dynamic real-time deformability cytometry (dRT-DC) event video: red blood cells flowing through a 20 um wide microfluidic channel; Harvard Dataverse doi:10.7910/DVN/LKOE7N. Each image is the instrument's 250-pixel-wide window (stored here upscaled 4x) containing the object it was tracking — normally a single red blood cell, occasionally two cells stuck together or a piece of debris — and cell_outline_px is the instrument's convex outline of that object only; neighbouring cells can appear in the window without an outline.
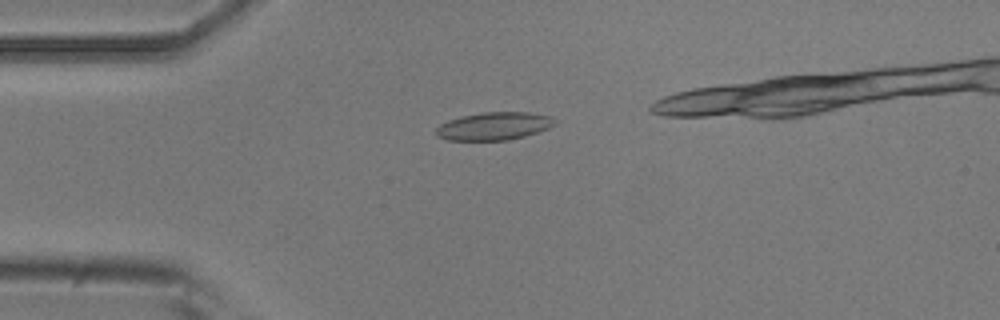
{"species": "common noctule bat (a hibernating species)", "species_latin": "Nyctalus noctula", "temperature_condition": "room temperature", "stored_images_in_passage": 35, "camera_frame_rate_fps": 3000, "um_per_image_px": 0.085, "animal": {"sex": "male", "body_mass_g": 20.5, "forearm_length_mm": 52.5}, "frame": {"image": 1, "passage_image": 6, "time_ms": 1.667, "image_size_px": [1000, 320], "cell_outline_px": [[560, 120], [556, 124], [548, 128], [524, 136], [508, 140], [448, 140], [436, 136], [436, 128], [440, 124], [448, 120], [460, 116], [480, 112], [528, 112], [548, 116]], "centroid_in_image_um": [41.98, 10.71], "position_along_channel_um": 43.0, "area_um2": 19.36}}
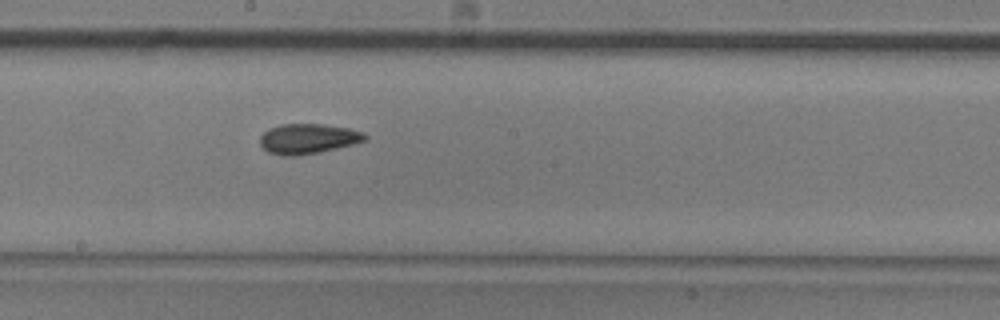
{"frame": {"image": 2, "passage_image": 21, "time_ms": 6.667, "image_size_px": [1000, 320], "cell_outline_px": [[368, 136], [364, 140], [352, 144], [320, 152], [296, 156], [280, 156], [268, 152], [260, 144], [260, 136], [268, 128], [280, 124], [324, 124], [348, 128], [364, 132]], "centroid_in_image_um": [26.15, 11.79], "position_along_channel_um": 222.1, "area_um2": 18.44}}
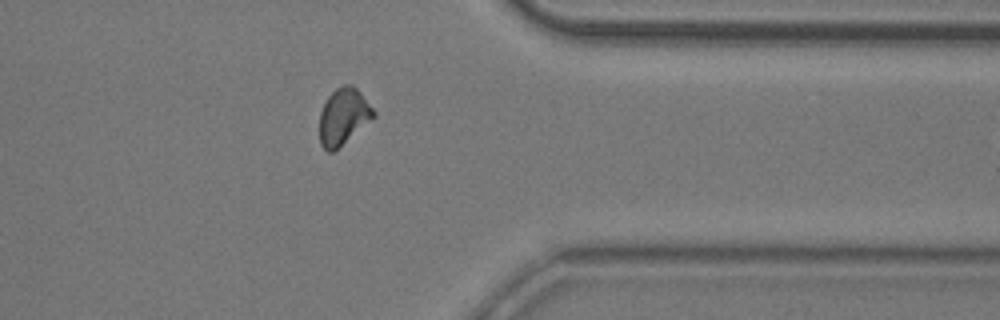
{"frame": {"image": 3, "passage_image": 34, "time_ms": 11.0, "image_size_px": [1000, 320], "cell_outline_px": [[376, 116], [332, 152], [328, 152], [320, 144], [320, 112], [328, 96], [336, 88], [344, 84], [352, 84], [360, 92], [376, 112]], "centroid_in_image_um": [29.19, 9.88], "position_along_channel_um": 382.2, "area_um2": 17.51}}